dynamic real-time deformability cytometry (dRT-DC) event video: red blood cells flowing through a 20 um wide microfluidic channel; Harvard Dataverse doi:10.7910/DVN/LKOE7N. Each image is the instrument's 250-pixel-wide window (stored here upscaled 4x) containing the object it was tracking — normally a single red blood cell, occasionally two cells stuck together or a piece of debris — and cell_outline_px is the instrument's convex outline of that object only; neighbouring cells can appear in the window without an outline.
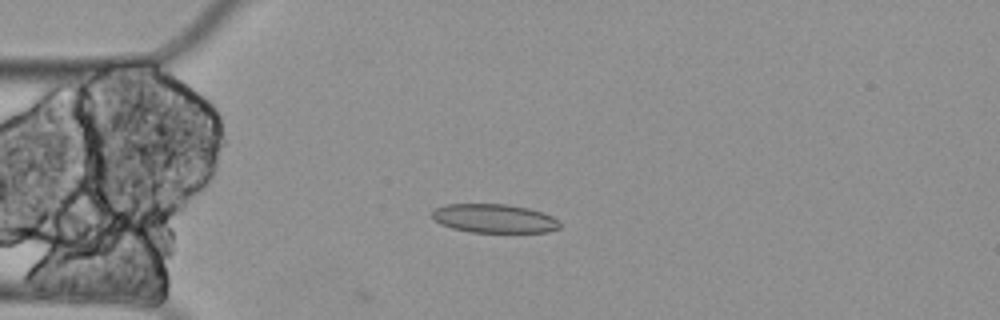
{"species": "Egyptian fruit bat (a non-hibernating species)", "species_latin": "Rousettus aegyptiacus", "temperature_condition": "cold", "stored_images_in_passage": 47, "segment_of_instrument_passage": [1, 2], "camera_frame_rate_fps": 3000, "um_per_image_px": 0.085, "animal": {"sex": "female"}, "frame": {"image": 1, "passage_image": 15, "time_ms": 4.667, "image_size_px": [1000, 320], "cell_outline_px": [[560, 228], [548, 232], [472, 232], [452, 228], [440, 224], [432, 216], [432, 212], [436, 208], [448, 204], [508, 204], [528, 208], [544, 212], [560, 220]], "centroid_in_image_um": [42.06, 18.57], "position_along_channel_um": 42.9, "area_um2": 21.5}}